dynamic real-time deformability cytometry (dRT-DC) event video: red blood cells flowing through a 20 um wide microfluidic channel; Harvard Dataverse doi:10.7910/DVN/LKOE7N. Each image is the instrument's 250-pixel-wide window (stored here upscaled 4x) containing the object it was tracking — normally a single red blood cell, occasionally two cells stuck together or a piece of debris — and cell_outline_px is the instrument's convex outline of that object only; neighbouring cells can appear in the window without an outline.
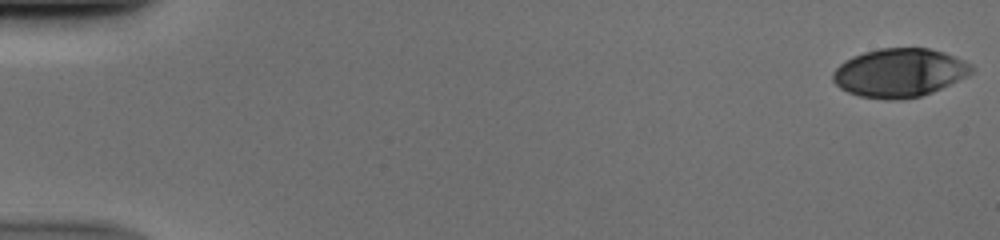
{"species": "human", "species_latin": "Homo sapiens", "temperature_condition": "cold", "stored_images_in_passage": 52, "camera_frame_rate_fps": 3000, "um_per_image_px": 0.085, "donor": {"sex": "male"}, "frame": {"image": 1, "passage_image": 1, "time_ms": 0.0, "image_size_px": [1000, 240], "cell_outline_px": [[976, 68], [968, 76], [932, 92], [920, 96], [900, 100], [888, 100], [860, 96], [848, 92], [840, 88], [832, 80], [832, 72], [844, 60], [852, 56], [864, 52], [880, 48], [928, 48], [944, 52], [964, 60], [972, 64]], "centroid_in_image_um": [76.46, 6.18], "position_along_channel_um": 8.5, "area_um2": 39.48}}
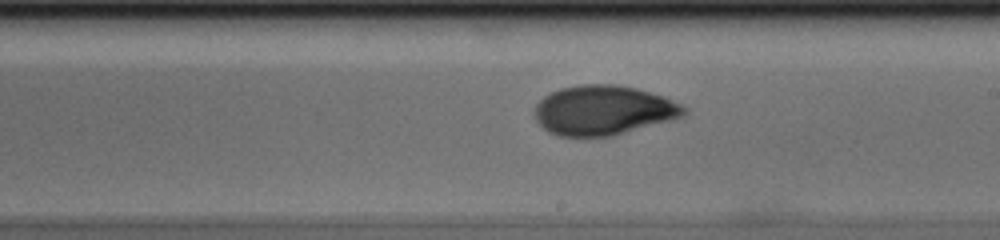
{"frame": {"image": 2, "passage_image": 31, "time_ms": 10.0, "image_size_px": [1000, 240], "cell_outline_px": [[688, 112], [684, 116], [612, 136], [560, 136], [548, 132], [536, 120], [536, 104], [544, 96], [560, 88], [580, 84], [616, 84], [636, 88], [664, 96], [688, 108]], "centroid_in_image_um": [51.31, 9.36], "position_along_channel_um": 237.7, "area_um2": 43.06}}
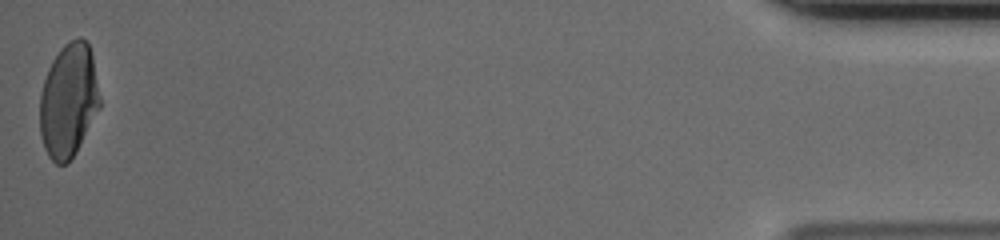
{"frame": {"image": 3, "passage_image": 52, "time_ms": 17.0, "image_size_px": [1000, 240], "cell_outline_px": [[100, 108], [76, 152], [68, 164], [56, 164], [48, 156], [44, 148], [40, 136], [40, 92], [48, 68], [52, 60], [60, 48], [68, 40], [80, 36], [88, 44], [92, 56], [100, 96]], "centroid_in_image_um": [5.81, 8.55], "position_along_channel_um": 429.4, "area_um2": 40.06}}